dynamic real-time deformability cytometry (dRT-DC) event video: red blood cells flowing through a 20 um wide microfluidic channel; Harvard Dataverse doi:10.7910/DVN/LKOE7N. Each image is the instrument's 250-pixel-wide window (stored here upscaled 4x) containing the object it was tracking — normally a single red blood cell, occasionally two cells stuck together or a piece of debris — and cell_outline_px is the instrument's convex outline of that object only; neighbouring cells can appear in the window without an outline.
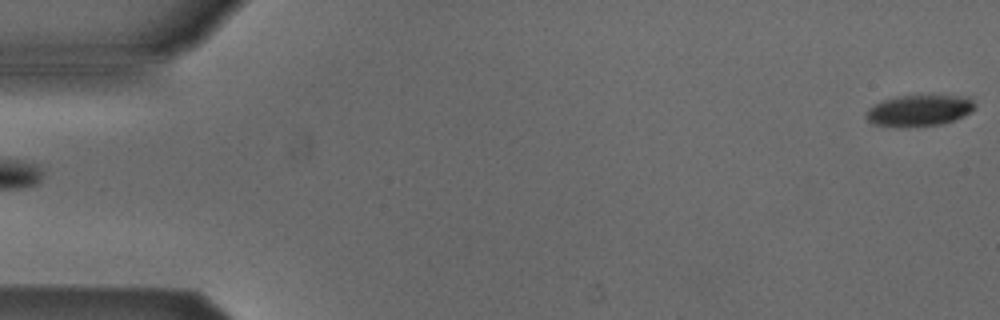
{"species": "Egyptian fruit bat (a non-hibernating species)", "species_latin": "Rousettus aegyptiacus", "temperature_condition": "cold", "stored_images_in_passage": 5, "segment_of_instrument_passage": [2, 2], "camera_frame_rate_fps": 3000, "um_per_image_px": 0.085, "animal": {"sex": "male"}, "frame": {"image": 1, "passage_image": 5, "time_ms": 5.667, "image_size_px": [1000, 320], "cell_outline_px": [[976, 108], [972, 112], [964, 116], [940, 124], [876, 124], [868, 120], [864, 116], [864, 112], [868, 108], [884, 100], [896, 96], [968, 96], [976, 104]], "centroid_in_image_um": [78.19, 9.34], "position_along_channel_um": 6.8, "area_um2": 18.96}}